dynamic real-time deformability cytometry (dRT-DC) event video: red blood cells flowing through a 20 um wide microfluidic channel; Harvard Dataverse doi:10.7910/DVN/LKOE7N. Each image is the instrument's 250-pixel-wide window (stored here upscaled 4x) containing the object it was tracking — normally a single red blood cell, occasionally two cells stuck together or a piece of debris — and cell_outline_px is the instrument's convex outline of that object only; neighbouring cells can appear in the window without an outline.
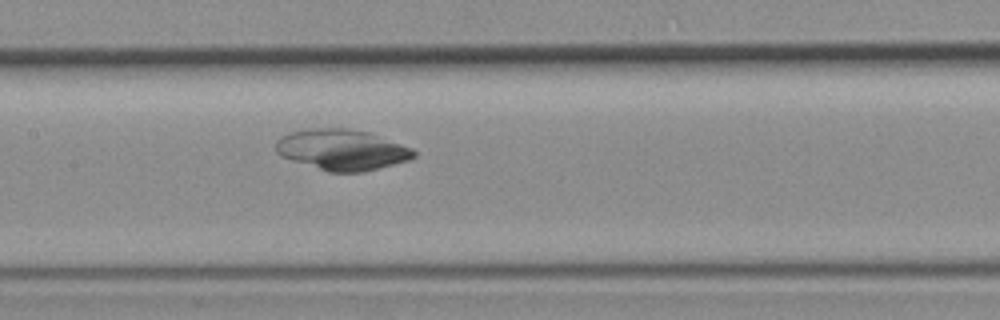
{"species": "common noctule bat (a hibernating species)", "species_latin": "Nyctalus noctula", "temperature_condition": "room temperature", "stored_images_in_passage": 25, "camera_frame_rate_fps": 3000, "um_per_image_px": 0.085, "animal": {"sex": "female", "body_mass_g": 19.3, "forearm_length_mm": 54.1}, "frame": {"image": 1, "passage_image": 9, "time_ms": 2.667, "image_size_px": [1000, 320], "cell_outline_px": [[416, 156], [408, 160], [364, 172], [328, 172], [280, 156], [276, 152], [276, 140], [280, 136], [292, 132], [308, 128], [348, 128], [368, 132], [412, 148], [416, 152]], "centroid_in_image_um": [29.04, 12.73], "position_along_channel_um": 178.4, "area_um2": 32.71}}
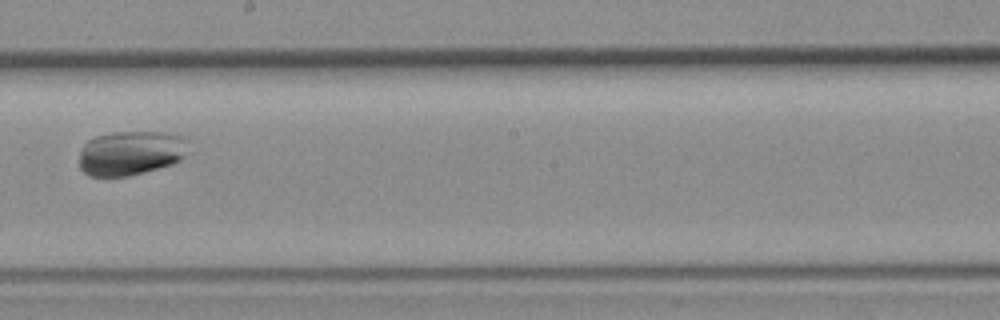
{"frame": {"image": 2, "passage_image": 13, "time_ms": 4.0, "image_size_px": [1000, 320], "cell_outline_px": [[192, 152], [180, 160], [172, 164], [144, 172], [128, 176], [88, 176], [80, 168], [80, 148], [88, 140], [96, 136], [116, 132], [160, 132], [184, 136], [188, 140]], "centroid_in_image_um": [11.17, 13.0], "position_along_channel_um": 237.0, "area_um2": 28.73}}